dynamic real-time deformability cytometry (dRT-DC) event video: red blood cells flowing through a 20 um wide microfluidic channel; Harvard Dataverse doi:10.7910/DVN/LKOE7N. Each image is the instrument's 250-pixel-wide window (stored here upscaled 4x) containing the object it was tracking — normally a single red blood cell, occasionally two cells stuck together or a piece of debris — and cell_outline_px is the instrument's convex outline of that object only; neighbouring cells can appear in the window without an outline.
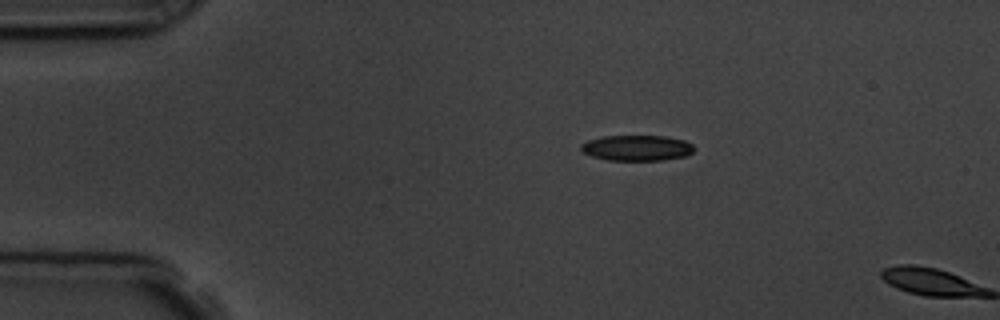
{"species": "common noctule bat (a hibernating species)", "species_latin": "Nyctalus noctula", "temperature_condition": "room temperature", "stored_images_in_passage": 2, "camera_frame_rate_fps": 3000, "um_per_image_px": 0.085, "animal": {"sex": "male", "body_mass_g": 19.5, "forearm_length_mm": 54.6}, "frame": {"image": 1, "passage_image": 1, "time_ms": 0.0, "image_size_px": [1000, 320], "cell_outline_px": [[696, 148], [688, 156], [664, 160], [608, 160], [592, 156], [584, 152], [580, 148], [580, 144], [588, 140], [604, 136], [664, 136], [684, 140], [692, 144]], "centroid_in_image_um": [54.17, 12.57], "position_along_channel_um": 30.8, "area_um2": 16.94}}